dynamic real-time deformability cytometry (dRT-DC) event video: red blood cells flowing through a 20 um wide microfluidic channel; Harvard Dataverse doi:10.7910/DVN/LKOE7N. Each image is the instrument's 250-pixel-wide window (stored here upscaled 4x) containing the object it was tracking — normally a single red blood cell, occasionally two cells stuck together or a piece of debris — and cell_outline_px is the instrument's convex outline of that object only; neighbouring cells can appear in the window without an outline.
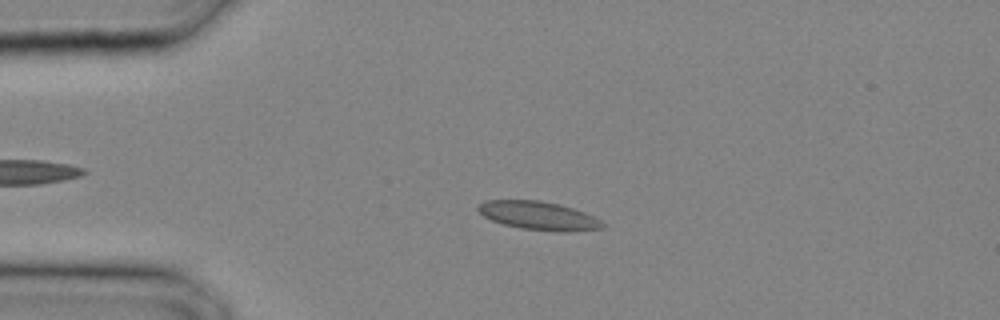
{"species": "common noctule bat (a hibernating species)", "species_latin": "Nyctalus noctula", "temperature_condition": "cold", "stored_images_in_passage": 9, "camera_frame_rate_fps": 3000, "um_per_image_px": 0.085, "animal": {"sex": "male", "body_mass_g": 20.4}, "frame": {"image": 1, "passage_image": 1, "time_ms": 0.0, "image_size_px": [1000, 320], "cell_outline_px": [[604, 228], [572, 232], [556, 232], [520, 228], [504, 224], [492, 220], [484, 216], [476, 208], [480, 204], [488, 200], [540, 200], [560, 204], [584, 212], [600, 220], [604, 224]], "centroid_in_image_um": [45.81, 18.34], "position_along_channel_um": 39.2, "area_um2": 20.63}}
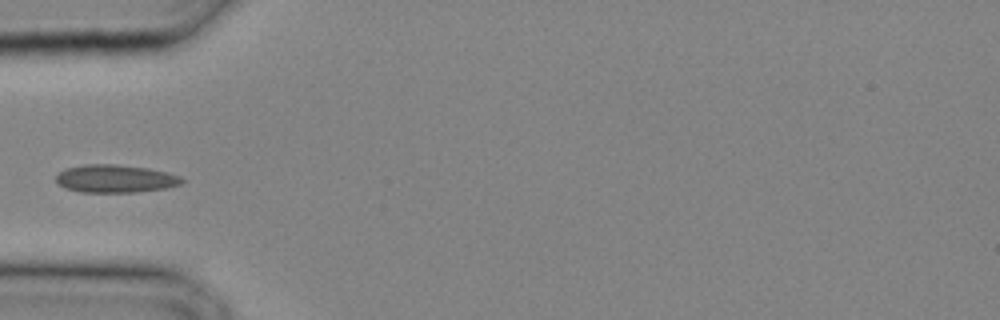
{"frame": {"image": 2, "passage_image": 4, "time_ms": 1.0, "image_size_px": [1000, 320], "cell_outline_px": [[184, 180], [180, 184], [164, 188], [132, 192], [80, 192], [64, 188], [56, 180], [56, 176], [60, 172], [68, 168], [84, 164], [112, 164], [148, 168], [168, 172], [180, 176]], "centroid_in_image_um": [9.79, 15.18], "position_along_channel_um": 75.2, "area_um2": 20.23}}
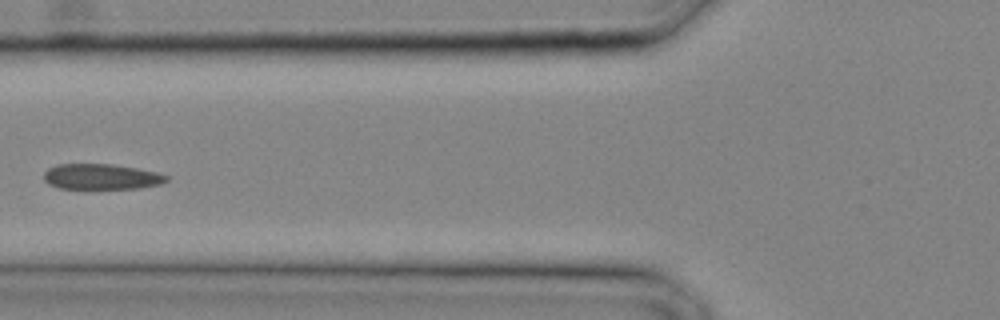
{"frame": {"image": 3, "passage_image": 6, "time_ms": 1.667, "image_size_px": [1000, 320], "cell_outline_px": [[168, 180], [160, 184], [140, 188], [60, 188], [48, 184], [44, 180], [44, 172], [48, 168], [56, 164], [112, 164], [136, 168], [156, 172], [168, 176]], "centroid_in_image_um": [8.59, 15.01], "position_along_channel_um": 117.2, "area_um2": 18.15}}